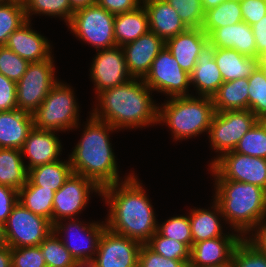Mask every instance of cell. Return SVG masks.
<instances>
[{
	"instance_id": "11a10c76",
	"label": "cell",
	"mask_w": 266,
	"mask_h": 267,
	"mask_svg": "<svg viewBox=\"0 0 266 267\" xmlns=\"http://www.w3.org/2000/svg\"><path fill=\"white\" fill-rule=\"evenodd\" d=\"M225 0H201L202 7L204 12L208 11L211 8L217 7L221 3H223Z\"/></svg>"
},
{
	"instance_id": "8fae6325",
	"label": "cell",
	"mask_w": 266,
	"mask_h": 267,
	"mask_svg": "<svg viewBox=\"0 0 266 267\" xmlns=\"http://www.w3.org/2000/svg\"><path fill=\"white\" fill-rule=\"evenodd\" d=\"M143 80L152 91L164 93L168 98L193 95L188 92L190 74L179 66L166 46L153 60Z\"/></svg>"
},
{
	"instance_id": "8d00e7d4",
	"label": "cell",
	"mask_w": 266,
	"mask_h": 267,
	"mask_svg": "<svg viewBox=\"0 0 266 267\" xmlns=\"http://www.w3.org/2000/svg\"><path fill=\"white\" fill-rule=\"evenodd\" d=\"M243 155L266 159V127L258 120L234 149Z\"/></svg>"
},
{
	"instance_id": "681fc988",
	"label": "cell",
	"mask_w": 266,
	"mask_h": 267,
	"mask_svg": "<svg viewBox=\"0 0 266 267\" xmlns=\"http://www.w3.org/2000/svg\"><path fill=\"white\" fill-rule=\"evenodd\" d=\"M96 3L116 15L137 9L142 5V0H97Z\"/></svg>"
},
{
	"instance_id": "7402d4cb",
	"label": "cell",
	"mask_w": 266,
	"mask_h": 267,
	"mask_svg": "<svg viewBox=\"0 0 266 267\" xmlns=\"http://www.w3.org/2000/svg\"><path fill=\"white\" fill-rule=\"evenodd\" d=\"M214 54L215 47L208 42L198 55L195 68L190 74V84L198 96L212 98L224 82Z\"/></svg>"
},
{
	"instance_id": "bcb514c9",
	"label": "cell",
	"mask_w": 266,
	"mask_h": 267,
	"mask_svg": "<svg viewBox=\"0 0 266 267\" xmlns=\"http://www.w3.org/2000/svg\"><path fill=\"white\" fill-rule=\"evenodd\" d=\"M17 108L16 82L0 73V112Z\"/></svg>"
},
{
	"instance_id": "d590c367",
	"label": "cell",
	"mask_w": 266,
	"mask_h": 267,
	"mask_svg": "<svg viewBox=\"0 0 266 267\" xmlns=\"http://www.w3.org/2000/svg\"><path fill=\"white\" fill-rule=\"evenodd\" d=\"M27 21L23 5L8 2L0 4V46H5L9 35Z\"/></svg>"
},
{
	"instance_id": "b9f144b4",
	"label": "cell",
	"mask_w": 266,
	"mask_h": 267,
	"mask_svg": "<svg viewBox=\"0 0 266 267\" xmlns=\"http://www.w3.org/2000/svg\"><path fill=\"white\" fill-rule=\"evenodd\" d=\"M232 260L236 267H266V254L260 252L246 238L235 246Z\"/></svg>"
},
{
	"instance_id": "ab89813d",
	"label": "cell",
	"mask_w": 266,
	"mask_h": 267,
	"mask_svg": "<svg viewBox=\"0 0 266 267\" xmlns=\"http://www.w3.org/2000/svg\"><path fill=\"white\" fill-rule=\"evenodd\" d=\"M157 232L178 242L185 244L189 249L193 246L190 220L188 216H173L164 222L157 223Z\"/></svg>"
},
{
	"instance_id": "f6af8a7d",
	"label": "cell",
	"mask_w": 266,
	"mask_h": 267,
	"mask_svg": "<svg viewBox=\"0 0 266 267\" xmlns=\"http://www.w3.org/2000/svg\"><path fill=\"white\" fill-rule=\"evenodd\" d=\"M138 267H189V265L182 260L166 259L146 244H142L138 255Z\"/></svg>"
},
{
	"instance_id": "816d5d0a",
	"label": "cell",
	"mask_w": 266,
	"mask_h": 267,
	"mask_svg": "<svg viewBox=\"0 0 266 267\" xmlns=\"http://www.w3.org/2000/svg\"><path fill=\"white\" fill-rule=\"evenodd\" d=\"M245 238L251 242L260 252L266 254V216L256 225ZM251 234V235H250Z\"/></svg>"
},
{
	"instance_id": "7c38bea8",
	"label": "cell",
	"mask_w": 266,
	"mask_h": 267,
	"mask_svg": "<svg viewBox=\"0 0 266 267\" xmlns=\"http://www.w3.org/2000/svg\"><path fill=\"white\" fill-rule=\"evenodd\" d=\"M214 180H232L250 183L266 190V159L229 151L210 166Z\"/></svg>"
},
{
	"instance_id": "d4e9b609",
	"label": "cell",
	"mask_w": 266,
	"mask_h": 267,
	"mask_svg": "<svg viewBox=\"0 0 266 267\" xmlns=\"http://www.w3.org/2000/svg\"><path fill=\"white\" fill-rule=\"evenodd\" d=\"M34 127L33 114L18 108L0 112V148L21 149Z\"/></svg>"
},
{
	"instance_id": "2e32d148",
	"label": "cell",
	"mask_w": 266,
	"mask_h": 267,
	"mask_svg": "<svg viewBox=\"0 0 266 267\" xmlns=\"http://www.w3.org/2000/svg\"><path fill=\"white\" fill-rule=\"evenodd\" d=\"M141 243L106 228L94 258L96 267H138Z\"/></svg>"
},
{
	"instance_id": "f1b7e54d",
	"label": "cell",
	"mask_w": 266,
	"mask_h": 267,
	"mask_svg": "<svg viewBox=\"0 0 266 267\" xmlns=\"http://www.w3.org/2000/svg\"><path fill=\"white\" fill-rule=\"evenodd\" d=\"M248 78L223 82L212 96L215 112L248 109Z\"/></svg>"
},
{
	"instance_id": "4dcf8cb0",
	"label": "cell",
	"mask_w": 266,
	"mask_h": 267,
	"mask_svg": "<svg viewBox=\"0 0 266 267\" xmlns=\"http://www.w3.org/2000/svg\"><path fill=\"white\" fill-rule=\"evenodd\" d=\"M70 160H58L38 165L28 170V179L35 185L52 191H58L72 175Z\"/></svg>"
},
{
	"instance_id": "d6986e66",
	"label": "cell",
	"mask_w": 266,
	"mask_h": 267,
	"mask_svg": "<svg viewBox=\"0 0 266 267\" xmlns=\"http://www.w3.org/2000/svg\"><path fill=\"white\" fill-rule=\"evenodd\" d=\"M242 236H220L194 243L190 249L189 267L223 265L232 260L235 246Z\"/></svg>"
},
{
	"instance_id": "4fadbf2b",
	"label": "cell",
	"mask_w": 266,
	"mask_h": 267,
	"mask_svg": "<svg viewBox=\"0 0 266 267\" xmlns=\"http://www.w3.org/2000/svg\"><path fill=\"white\" fill-rule=\"evenodd\" d=\"M60 220L53 225V231L57 235L65 234V240L61 241L75 260H94L100 237L106 229V223L89 222L85 223L77 219ZM69 222V223H68ZM64 223V224H63ZM67 236V237H66ZM77 240V241H76Z\"/></svg>"
},
{
	"instance_id": "e7e4bbea",
	"label": "cell",
	"mask_w": 266,
	"mask_h": 267,
	"mask_svg": "<svg viewBox=\"0 0 266 267\" xmlns=\"http://www.w3.org/2000/svg\"><path fill=\"white\" fill-rule=\"evenodd\" d=\"M3 3H5L4 0H0V4H3Z\"/></svg>"
},
{
	"instance_id": "603a6c76",
	"label": "cell",
	"mask_w": 266,
	"mask_h": 267,
	"mask_svg": "<svg viewBox=\"0 0 266 267\" xmlns=\"http://www.w3.org/2000/svg\"><path fill=\"white\" fill-rule=\"evenodd\" d=\"M208 42L215 48H232L240 54L257 58V48L252 27L244 21L214 29L208 35Z\"/></svg>"
},
{
	"instance_id": "1f68e13d",
	"label": "cell",
	"mask_w": 266,
	"mask_h": 267,
	"mask_svg": "<svg viewBox=\"0 0 266 267\" xmlns=\"http://www.w3.org/2000/svg\"><path fill=\"white\" fill-rule=\"evenodd\" d=\"M54 196V191L35 186L29 179L18 190V202L34 214L48 219L51 223Z\"/></svg>"
},
{
	"instance_id": "db71d44e",
	"label": "cell",
	"mask_w": 266,
	"mask_h": 267,
	"mask_svg": "<svg viewBox=\"0 0 266 267\" xmlns=\"http://www.w3.org/2000/svg\"><path fill=\"white\" fill-rule=\"evenodd\" d=\"M97 0H69L74 10L95 4Z\"/></svg>"
},
{
	"instance_id": "f35d334b",
	"label": "cell",
	"mask_w": 266,
	"mask_h": 267,
	"mask_svg": "<svg viewBox=\"0 0 266 267\" xmlns=\"http://www.w3.org/2000/svg\"><path fill=\"white\" fill-rule=\"evenodd\" d=\"M146 245L166 259L182 260L189 264L190 249L183 243L164 237L158 232L152 235Z\"/></svg>"
},
{
	"instance_id": "3957f363",
	"label": "cell",
	"mask_w": 266,
	"mask_h": 267,
	"mask_svg": "<svg viewBox=\"0 0 266 267\" xmlns=\"http://www.w3.org/2000/svg\"><path fill=\"white\" fill-rule=\"evenodd\" d=\"M83 129L69 155L72 172L93 180L100 188L122 182L109 137V133L118 130L92 115Z\"/></svg>"
},
{
	"instance_id": "30bf717a",
	"label": "cell",
	"mask_w": 266,
	"mask_h": 267,
	"mask_svg": "<svg viewBox=\"0 0 266 267\" xmlns=\"http://www.w3.org/2000/svg\"><path fill=\"white\" fill-rule=\"evenodd\" d=\"M7 246L20 248L39 246L53 231L52 223L34 214L20 202H17L4 224Z\"/></svg>"
},
{
	"instance_id": "e0dca14e",
	"label": "cell",
	"mask_w": 266,
	"mask_h": 267,
	"mask_svg": "<svg viewBox=\"0 0 266 267\" xmlns=\"http://www.w3.org/2000/svg\"><path fill=\"white\" fill-rule=\"evenodd\" d=\"M164 46L165 41L151 31L132 42L124 44L122 48L129 75L132 78L144 79L153 60Z\"/></svg>"
},
{
	"instance_id": "7a4b0ae2",
	"label": "cell",
	"mask_w": 266,
	"mask_h": 267,
	"mask_svg": "<svg viewBox=\"0 0 266 267\" xmlns=\"http://www.w3.org/2000/svg\"><path fill=\"white\" fill-rule=\"evenodd\" d=\"M152 90L143 79L131 78L124 84L102 90L98 104L90 113L117 130L143 128L158 124V106Z\"/></svg>"
},
{
	"instance_id": "836d02e7",
	"label": "cell",
	"mask_w": 266,
	"mask_h": 267,
	"mask_svg": "<svg viewBox=\"0 0 266 267\" xmlns=\"http://www.w3.org/2000/svg\"><path fill=\"white\" fill-rule=\"evenodd\" d=\"M24 9L28 21L33 14H42L51 17L58 16L66 22V25L70 22L75 11L69 0H28Z\"/></svg>"
},
{
	"instance_id": "ba28073f",
	"label": "cell",
	"mask_w": 266,
	"mask_h": 267,
	"mask_svg": "<svg viewBox=\"0 0 266 267\" xmlns=\"http://www.w3.org/2000/svg\"><path fill=\"white\" fill-rule=\"evenodd\" d=\"M258 120L249 109L215 112L208 138L211 148L218 154L209 166L222 154L233 151Z\"/></svg>"
},
{
	"instance_id": "8992f818",
	"label": "cell",
	"mask_w": 266,
	"mask_h": 267,
	"mask_svg": "<svg viewBox=\"0 0 266 267\" xmlns=\"http://www.w3.org/2000/svg\"><path fill=\"white\" fill-rule=\"evenodd\" d=\"M70 85L58 81L33 113L34 127L48 131L79 128V105Z\"/></svg>"
},
{
	"instance_id": "be15d7a7",
	"label": "cell",
	"mask_w": 266,
	"mask_h": 267,
	"mask_svg": "<svg viewBox=\"0 0 266 267\" xmlns=\"http://www.w3.org/2000/svg\"><path fill=\"white\" fill-rule=\"evenodd\" d=\"M225 1H229V2H238V3H240V2H242L243 0H225Z\"/></svg>"
},
{
	"instance_id": "94428289",
	"label": "cell",
	"mask_w": 266,
	"mask_h": 267,
	"mask_svg": "<svg viewBox=\"0 0 266 267\" xmlns=\"http://www.w3.org/2000/svg\"><path fill=\"white\" fill-rule=\"evenodd\" d=\"M4 2L8 3H17L25 6V4L28 2V0H4Z\"/></svg>"
},
{
	"instance_id": "f907efd6",
	"label": "cell",
	"mask_w": 266,
	"mask_h": 267,
	"mask_svg": "<svg viewBox=\"0 0 266 267\" xmlns=\"http://www.w3.org/2000/svg\"><path fill=\"white\" fill-rule=\"evenodd\" d=\"M251 27L257 48V58H266V16Z\"/></svg>"
},
{
	"instance_id": "9c48e42d",
	"label": "cell",
	"mask_w": 266,
	"mask_h": 267,
	"mask_svg": "<svg viewBox=\"0 0 266 267\" xmlns=\"http://www.w3.org/2000/svg\"><path fill=\"white\" fill-rule=\"evenodd\" d=\"M53 58L30 62L26 72L16 83L19 110L33 114L58 83Z\"/></svg>"
},
{
	"instance_id": "6125c7cd",
	"label": "cell",
	"mask_w": 266,
	"mask_h": 267,
	"mask_svg": "<svg viewBox=\"0 0 266 267\" xmlns=\"http://www.w3.org/2000/svg\"><path fill=\"white\" fill-rule=\"evenodd\" d=\"M259 121L266 127V114L263 115V116L259 119Z\"/></svg>"
},
{
	"instance_id": "60d3db41",
	"label": "cell",
	"mask_w": 266,
	"mask_h": 267,
	"mask_svg": "<svg viewBox=\"0 0 266 267\" xmlns=\"http://www.w3.org/2000/svg\"><path fill=\"white\" fill-rule=\"evenodd\" d=\"M178 13L188 28H201L204 21V10L201 0H166Z\"/></svg>"
},
{
	"instance_id": "277c9868",
	"label": "cell",
	"mask_w": 266,
	"mask_h": 267,
	"mask_svg": "<svg viewBox=\"0 0 266 267\" xmlns=\"http://www.w3.org/2000/svg\"><path fill=\"white\" fill-rule=\"evenodd\" d=\"M214 181L213 200L221 209L223 221L245 238L266 216V190L239 181Z\"/></svg>"
},
{
	"instance_id": "e575fe53",
	"label": "cell",
	"mask_w": 266,
	"mask_h": 267,
	"mask_svg": "<svg viewBox=\"0 0 266 267\" xmlns=\"http://www.w3.org/2000/svg\"><path fill=\"white\" fill-rule=\"evenodd\" d=\"M47 267H70L75 259L61 241L60 235L52 231L41 243Z\"/></svg>"
},
{
	"instance_id": "5bb4252c",
	"label": "cell",
	"mask_w": 266,
	"mask_h": 267,
	"mask_svg": "<svg viewBox=\"0 0 266 267\" xmlns=\"http://www.w3.org/2000/svg\"><path fill=\"white\" fill-rule=\"evenodd\" d=\"M90 192L101 196V188L93 180L72 173L64 185L55 192L52 225L63 219H76V215L86 209Z\"/></svg>"
},
{
	"instance_id": "52a82bcc",
	"label": "cell",
	"mask_w": 266,
	"mask_h": 267,
	"mask_svg": "<svg viewBox=\"0 0 266 267\" xmlns=\"http://www.w3.org/2000/svg\"><path fill=\"white\" fill-rule=\"evenodd\" d=\"M114 17L95 3L75 10L67 26L79 40L97 50L108 49L116 46Z\"/></svg>"
},
{
	"instance_id": "74e56055",
	"label": "cell",
	"mask_w": 266,
	"mask_h": 267,
	"mask_svg": "<svg viewBox=\"0 0 266 267\" xmlns=\"http://www.w3.org/2000/svg\"><path fill=\"white\" fill-rule=\"evenodd\" d=\"M248 109L260 119L266 114V77L257 69L248 77Z\"/></svg>"
},
{
	"instance_id": "f5cc1de1",
	"label": "cell",
	"mask_w": 266,
	"mask_h": 267,
	"mask_svg": "<svg viewBox=\"0 0 266 267\" xmlns=\"http://www.w3.org/2000/svg\"><path fill=\"white\" fill-rule=\"evenodd\" d=\"M0 267H11V248L7 245L0 248Z\"/></svg>"
},
{
	"instance_id": "6da1fadb",
	"label": "cell",
	"mask_w": 266,
	"mask_h": 267,
	"mask_svg": "<svg viewBox=\"0 0 266 267\" xmlns=\"http://www.w3.org/2000/svg\"><path fill=\"white\" fill-rule=\"evenodd\" d=\"M109 206L106 228L146 244L157 232L155 212L142 183L134 173L124 181L101 188V196Z\"/></svg>"
},
{
	"instance_id": "484cf974",
	"label": "cell",
	"mask_w": 266,
	"mask_h": 267,
	"mask_svg": "<svg viewBox=\"0 0 266 267\" xmlns=\"http://www.w3.org/2000/svg\"><path fill=\"white\" fill-rule=\"evenodd\" d=\"M210 208V210L209 208H195L189 212L193 244L220 236H241L238 232L223 233L220 220L224 217L218 203L214 200Z\"/></svg>"
},
{
	"instance_id": "f546056e",
	"label": "cell",
	"mask_w": 266,
	"mask_h": 267,
	"mask_svg": "<svg viewBox=\"0 0 266 267\" xmlns=\"http://www.w3.org/2000/svg\"><path fill=\"white\" fill-rule=\"evenodd\" d=\"M28 180V170L21 149L0 148V185L21 189Z\"/></svg>"
},
{
	"instance_id": "cb8c5ba5",
	"label": "cell",
	"mask_w": 266,
	"mask_h": 267,
	"mask_svg": "<svg viewBox=\"0 0 266 267\" xmlns=\"http://www.w3.org/2000/svg\"><path fill=\"white\" fill-rule=\"evenodd\" d=\"M149 19V29L164 41L188 29L177 11L166 0H142Z\"/></svg>"
},
{
	"instance_id": "5b68a950",
	"label": "cell",
	"mask_w": 266,
	"mask_h": 267,
	"mask_svg": "<svg viewBox=\"0 0 266 267\" xmlns=\"http://www.w3.org/2000/svg\"><path fill=\"white\" fill-rule=\"evenodd\" d=\"M214 114L211 97H171L161 106L158 105V124L165 123L176 141L186 140L204 132L209 133Z\"/></svg>"
},
{
	"instance_id": "4316f807",
	"label": "cell",
	"mask_w": 266,
	"mask_h": 267,
	"mask_svg": "<svg viewBox=\"0 0 266 267\" xmlns=\"http://www.w3.org/2000/svg\"><path fill=\"white\" fill-rule=\"evenodd\" d=\"M214 60L226 82L248 78L259 66L260 59L245 56L232 48H215Z\"/></svg>"
},
{
	"instance_id": "c3c4849f",
	"label": "cell",
	"mask_w": 266,
	"mask_h": 267,
	"mask_svg": "<svg viewBox=\"0 0 266 267\" xmlns=\"http://www.w3.org/2000/svg\"><path fill=\"white\" fill-rule=\"evenodd\" d=\"M18 202V191L9 186L0 185V223H6L13 206Z\"/></svg>"
},
{
	"instance_id": "ffe728a7",
	"label": "cell",
	"mask_w": 266,
	"mask_h": 267,
	"mask_svg": "<svg viewBox=\"0 0 266 267\" xmlns=\"http://www.w3.org/2000/svg\"><path fill=\"white\" fill-rule=\"evenodd\" d=\"M31 21L12 32L5 46L29 62L51 59L53 56L50 41L31 29Z\"/></svg>"
},
{
	"instance_id": "680465c9",
	"label": "cell",
	"mask_w": 266,
	"mask_h": 267,
	"mask_svg": "<svg viewBox=\"0 0 266 267\" xmlns=\"http://www.w3.org/2000/svg\"><path fill=\"white\" fill-rule=\"evenodd\" d=\"M259 67L262 69V71L266 77V58H261L259 60Z\"/></svg>"
},
{
	"instance_id": "7dc6e473",
	"label": "cell",
	"mask_w": 266,
	"mask_h": 267,
	"mask_svg": "<svg viewBox=\"0 0 266 267\" xmlns=\"http://www.w3.org/2000/svg\"><path fill=\"white\" fill-rule=\"evenodd\" d=\"M240 5L243 21L249 26L266 16V0H243Z\"/></svg>"
},
{
	"instance_id": "9a60e30c",
	"label": "cell",
	"mask_w": 266,
	"mask_h": 267,
	"mask_svg": "<svg viewBox=\"0 0 266 267\" xmlns=\"http://www.w3.org/2000/svg\"><path fill=\"white\" fill-rule=\"evenodd\" d=\"M90 68V77L94 82L95 95L102 90L126 83L132 77L126 67L122 46L97 50Z\"/></svg>"
},
{
	"instance_id": "ee69618b",
	"label": "cell",
	"mask_w": 266,
	"mask_h": 267,
	"mask_svg": "<svg viewBox=\"0 0 266 267\" xmlns=\"http://www.w3.org/2000/svg\"><path fill=\"white\" fill-rule=\"evenodd\" d=\"M11 267H47L40 246L11 248Z\"/></svg>"
},
{
	"instance_id": "91938a15",
	"label": "cell",
	"mask_w": 266,
	"mask_h": 267,
	"mask_svg": "<svg viewBox=\"0 0 266 267\" xmlns=\"http://www.w3.org/2000/svg\"><path fill=\"white\" fill-rule=\"evenodd\" d=\"M204 267H236L233 260H230L226 264L218 265V266H204Z\"/></svg>"
},
{
	"instance_id": "44dd1931",
	"label": "cell",
	"mask_w": 266,
	"mask_h": 267,
	"mask_svg": "<svg viewBox=\"0 0 266 267\" xmlns=\"http://www.w3.org/2000/svg\"><path fill=\"white\" fill-rule=\"evenodd\" d=\"M207 43L208 35L201 28H188L166 40L165 46L179 66L191 74L197 63L198 55Z\"/></svg>"
},
{
	"instance_id": "d6a6232c",
	"label": "cell",
	"mask_w": 266,
	"mask_h": 267,
	"mask_svg": "<svg viewBox=\"0 0 266 267\" xmlns=\"http://www.w3.org/2000/svg\"><path fill=\"white\" fill-rule=\"evenodd\" d=\"M241 21L243 17L240 3L224 1L205 12L201 29L209 35L214 29L231 26Z\"/></svg>"
},
{
	"instance_id": "6f0895ef",
	"label": "cell",
	"mask_w": 266,
	"mask_h": 267,
	"mask_svg": "<svg viewBox=\"0 0 266 267\" xmlns=\"http://www.w3.org/2000/svg\"><path fill=\"white\" fill-rule=\"evenodd\" d=\"M7 245L6 237H5V229L4 225L0 223V248L5 247Z\"/></svg>"
},
{
	"instance_id": "9f6ffc18",
	"label": "cell",
	"mask_w": 266,
	"mask_h": 267,
	"mask_svg": "<svg viewBox=\"0 0 266 267\" xmlns=\"http://www.w3.org/2000/svg\"><path fill=\"white\" fill-rule=\"evenodd\" d=\"M70 267H96L94 260H75Z\"/></svg>"
},
{
	"instance_id": "7bdbcfd3",
	"label": "cell",
	"mask_w": 266,
	"mask_h": 267,
	"mask_svg": "<svg viewBox=\"0 0 266 267\" xmlns=\"http://www.w3.org/2000/svg\"><path fill=\"white\" fill-rule=\"evenodd\" d=\"M29 64L28 60L21 58L6 46H0V73L8 79L17 83Z\"/></svg>"
},
{
	"instance_id": "83f0119b",
	"label": "cell",
	"mask_w": 266,
	"mask_h": 267,
	"mask_svg": "<svg viewBox=\"0 0 266 267\" xmlns=\"http://www.w3.org/2000/svg\"><path fill=\"white\" fill-rule=\"evenodd\" d=\"M149 31L148 13L143 4L133 11L119 13L114 17L116 46L132 42Z\"/></svg>"
},
{
	"instance_id": "ac0fdd59",
	"label": "cell",
	"mask_w": 266,
	"mask_h": 267,
	"mask_svg": "<svg viewBox=\"0 0 266 267\" xmlns=\"http://www.w3.org/2000/svg\"><path fill=\"white\" fill-rule=\"evenodd\" d=\"M62 145L56 131H48L33 127L28 133L21 153L23 159L28 157L27 170L38 165L52 163L60 160Z\"/></svg>"
}]
</instances>
